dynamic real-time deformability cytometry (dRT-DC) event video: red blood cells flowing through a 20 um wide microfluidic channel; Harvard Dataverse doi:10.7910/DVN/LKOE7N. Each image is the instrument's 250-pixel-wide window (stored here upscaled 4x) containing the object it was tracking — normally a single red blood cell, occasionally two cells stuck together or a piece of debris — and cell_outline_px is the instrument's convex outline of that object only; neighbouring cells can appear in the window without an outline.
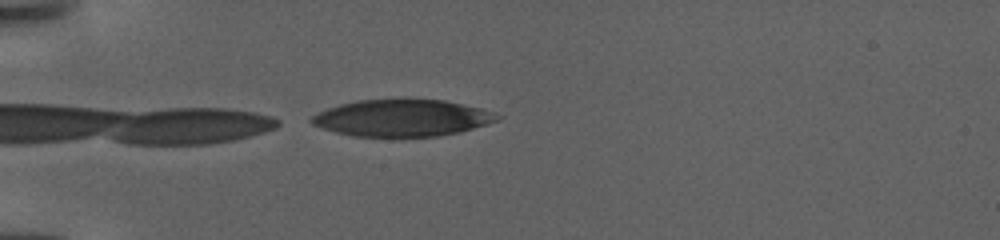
{"species": "human", "species_latin": "Homo sapiens", "temperature_condition": "warm", "stored_images_in_passage": 10, "camera_frame_rate_fps": 3000, "um_per_image_px": 0.085, "donor": {"sex": "female"}, "frame": {"image": 1, "passage_image": 1, "time_ms": 0.0, "image_size_px": [1000, 240], "cell_outline_px": [[504, 116], [500, 120], [460, 132], [436, 136], [352, 136], [336, 132], [312, 124], [308, 120], [312, 116], [328, 108], [340, 104], [360, 100], [400, 96], [404, 96], [444, 100], [480, 108]], "centroid_in_image_um": [34.2, 9.98], "position_along_channel_um": 50.8, "area_um2": 40.63}}